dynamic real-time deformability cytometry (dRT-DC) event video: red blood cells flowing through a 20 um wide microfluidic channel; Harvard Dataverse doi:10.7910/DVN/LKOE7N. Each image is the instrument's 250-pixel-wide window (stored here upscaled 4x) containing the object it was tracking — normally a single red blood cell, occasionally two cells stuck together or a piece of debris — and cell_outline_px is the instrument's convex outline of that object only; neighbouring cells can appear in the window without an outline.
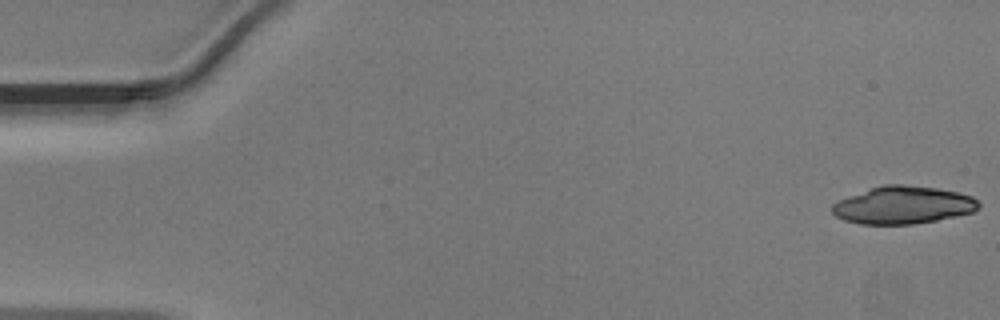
{"species": "Egyptian fruit bat (a non-hibernating species)", "species_latin": "Rousettus aegyptiacus", "temperature_condition": "warm", "stored_images_in_passage": 47, "camera_frame_rate_fps": 3000, "um_per_image_px": 0.085, "animal": {"sex": "male"}, "frame": {"image": 1, "passage_image": 1, "time_ms": 0.0, "image_size_px": [1000, 320], "cell_outline_px": [[980, 208], [972, 212], [956, 216], [936, 220], [912, 224], [860, 224], [844, 220], [836, 216], [832, 212], [832, 204], [848, 196], [884, 184], [904, 184], [936, 188], [956, 192], [972, 196], [980, 204]], "centroid_in_image_um": [76.76, 17.43], "position_along_channel_um": 8.2, "area_um2": 31.91}}
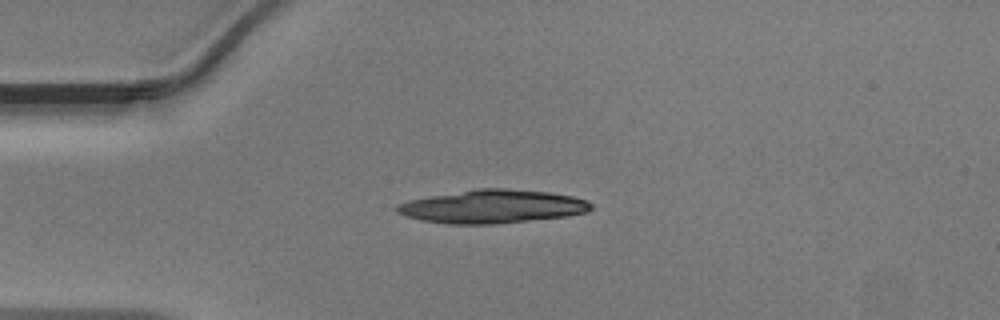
{"frame": {"image": 2, "passage_image": 12, "time_ms": 3.667, "image_size_px": [1000, 320], "cell_outline_px": [[592, 208], [588, 212], [568, 216], [492, 224], [448, 224], [424, 220], [404, 216], [396, 212], [396, 204], [408, 200], [476, 188], [504, 188], [548, 192], [572, 196], [588, 200], [592, 204]], "centroid_in_image_um": [41.86, 17.55], "position_along_channel_um": 43.1, "area_um2": 37.74}}